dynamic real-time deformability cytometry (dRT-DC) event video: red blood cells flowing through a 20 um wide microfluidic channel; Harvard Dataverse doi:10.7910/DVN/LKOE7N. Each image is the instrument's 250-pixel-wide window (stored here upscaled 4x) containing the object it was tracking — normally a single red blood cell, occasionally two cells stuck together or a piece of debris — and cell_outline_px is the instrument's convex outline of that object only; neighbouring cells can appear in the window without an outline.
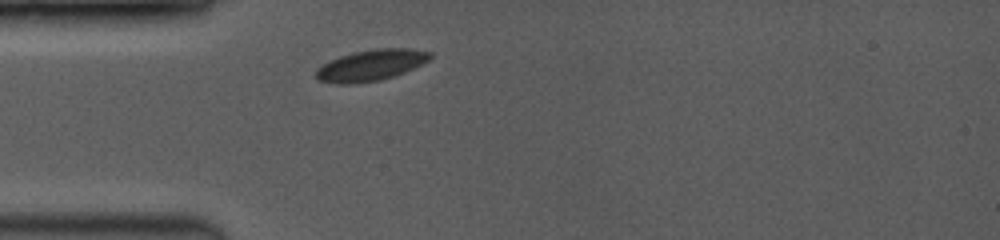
{"species": "common noctule bat (a hibernating species)", "species_latin": "Nyctalus noctula", "temperature_condition": "room temperature", "stored_images_in_passage": 32, "camera_frame_rate_fps": 3500, "um_per_image_px": 0.085, "animal": {"sex": "female", "body_mass_g": 19.0, "forearm_length_mm": 53.3}, "frame": {"image": 1, "passage_image": 1, "time_ms": 0.0, "image_size_px": [1000, 240], "cell_outline_px": [[432, 56], [428, 60], [404, 72], [380, 80], [352, 84], [340, 84], [320, 80], [316, 76], [316, 68], [340, 56], [352, 52], [376, 48], [408, 48], [432, 52]], "centroid_in_image_um": [31.53, 5.53], "position_along_channel_um": 53.5, "area_um2": 20.4}}
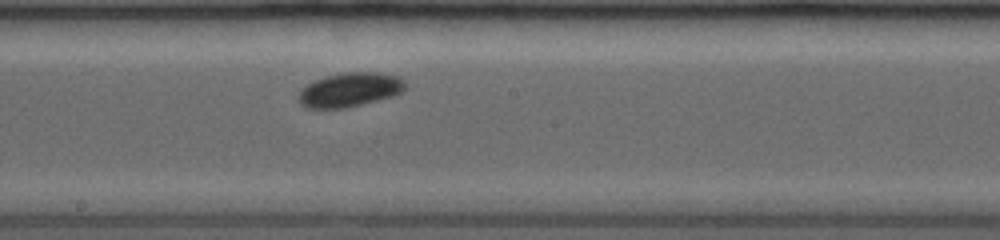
{"frame": {"image": 2, "passage_image": 14, "time_ms": 4.286, "image_size_px": [1000, 240], "cell_outline_px": [[404, 92], [392, 96], [344, 108], [308, 108], [300, 104], [300, 92], [308, 84], [316, 80], [328, 76], [344, 72], [380, 72], [396, 76], [404, 80]], "centroid_in_image_um": [29.77, 7.62], "position_along_channel_um": 218.4, "area_um2": 20.81}}
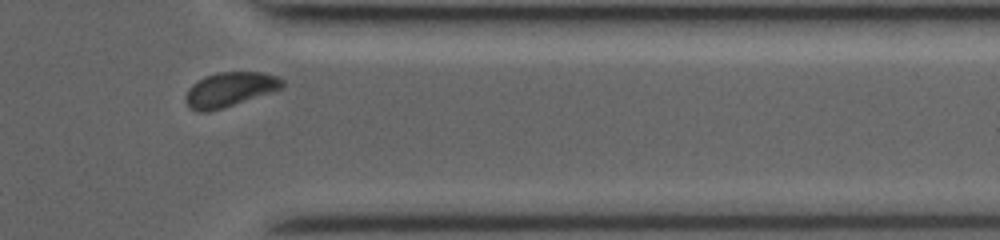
{"frame": {"image": 3, "passage_image": 28, "time_ms": 8.571, "image_size_px": [1000, 240], "cell_outline_px": [[284, 88], [208, 112], [196, 112], [188, 108], [188, 88], [192, 84], [204, 76], [220, 72], [260, 72], [276, 76], [284, 80]], "centroid_in_image_um": [19.55, 7.6], "position_along_channel_um": 391.9, "area_um2": 19.13}, "authors_computed_cell_mechanics": {"area_um2": 20.23, "velocity_mm_per_s": 4.0239, "shape_relaxation_time_tau1_ms": 6.5526, "shape_relaxation_time_tau2_ms": null, "deformation_change_tau1": 0.1735, "deformation_change_tau2": null}}